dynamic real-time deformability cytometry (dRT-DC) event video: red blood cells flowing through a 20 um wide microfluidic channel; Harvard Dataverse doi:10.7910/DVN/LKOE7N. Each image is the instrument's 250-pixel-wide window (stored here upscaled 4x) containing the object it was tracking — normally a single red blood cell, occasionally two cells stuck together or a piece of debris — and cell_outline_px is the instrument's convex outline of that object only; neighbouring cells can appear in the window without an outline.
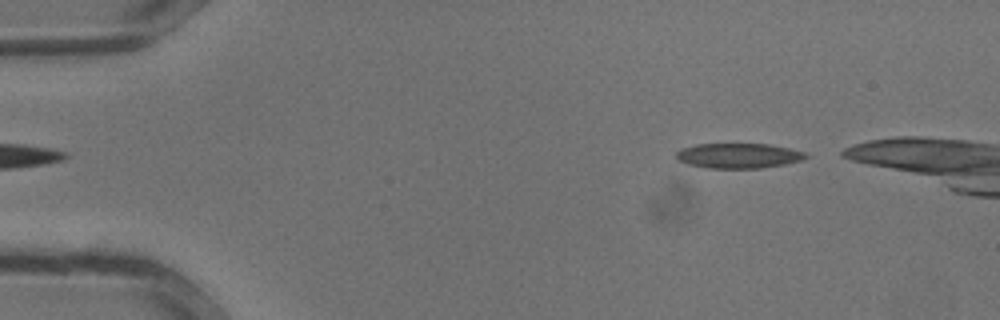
{"species": "common noctule bat (a hibernating species)", "species_latin": "Nyctalus noctula", "temperature_condition": "warm", "stored_images_in_passage": 6, "camera_frame_rate_fps": 3000, "um_per_image_px": 0.085, "animal": {"sex": "male", "body_mass_g": 13.3}, "frame": {"image": 1, "passage_image": 2, "time_ms": 0.333, "image_size_px": [1000, 320], "cell_outline_px": [[808, 156], [800, 160], [784, 164], [760, 168], [708, 168], [688, 164], [676, 160], [676, 152], [680, 148], [696, 144], [768, 144], [788, 148], [804, 152]], "centroid_in_image_um": [62.7, 13.23], "position_along_channel_um": 22.3, "area_um2": 18.79}}